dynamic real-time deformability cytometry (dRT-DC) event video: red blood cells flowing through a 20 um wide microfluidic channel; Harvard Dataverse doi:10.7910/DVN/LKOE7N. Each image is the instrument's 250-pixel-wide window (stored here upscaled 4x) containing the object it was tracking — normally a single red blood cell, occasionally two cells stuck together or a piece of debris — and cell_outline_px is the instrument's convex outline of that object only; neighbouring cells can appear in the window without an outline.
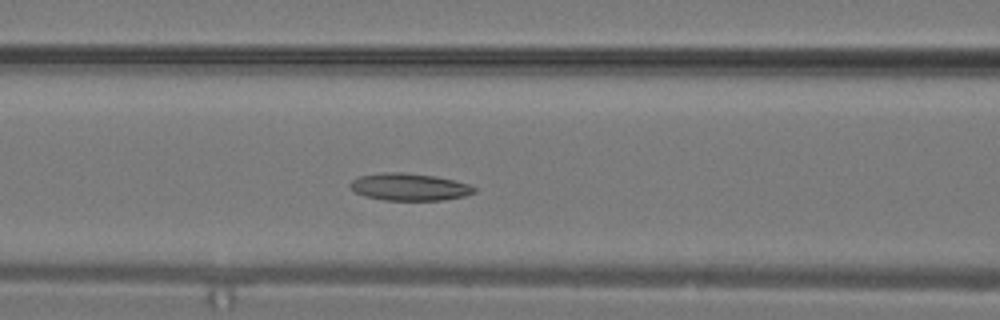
{"species": "common noctule bat (a hibernating species)", "species_latin": "Nyctalus noctula", "temperature_condition": "warm", "stored_images_in_passage": 14, "camera_frame_rate_fps": 3000, "um_per_image_px": 0.085, "animal": {"sex": "male", "body_mass_g": 19.2, "forearm_length_mm": 51.8}, "frame": {"image": 1, "passage_image": 10, "time_ms": 3.0, "image_size_px": [1000, 320], "cell_outline_px": [[476, 192], [464, 196], [440, 200], [384, 200], [364, 196], [356, 192], [348, 184], [352, 180], [360, 176], [384, 172], [400, 172], [436, 176], [468, 184], [476, 188]], "centroid_in_image_um": [34.78, 15.89], "position_along_channel_um": 131.8, "area_um2": 19.54}}
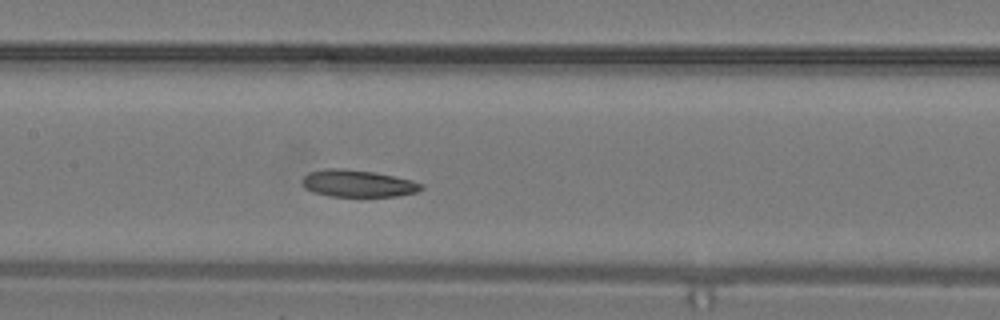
{"frame": {"image": 2, "passage_image": 12, "time_ms": 3.667, "image_size_px": [1000, 320], "cell_outline_px": [[424, 188], [416, 192], [400, 196], [328, 196], [312, 192], [304, 188], [300, 180], [308, 172], [328, 168], [340, 168], [372, 172], [412, 180], [424, 184]], "centroid_in_image_um": [30.38, 15.6], "position_along_channel_um": 177.0, "area_um2": 18.84}}
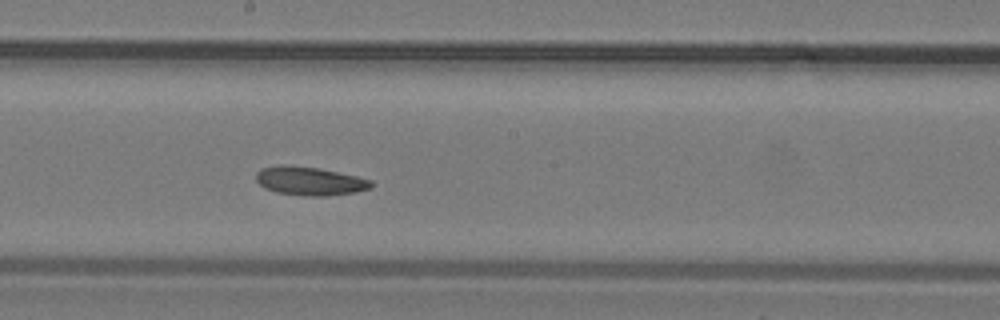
{"frame": {"image": 3, "passage_image": 14, "time_ms": 4.333, "image_size_px": [1000, 320], "cell_outline_px": [[376, 184], [372, 188], [356, 192], [328, 196], [304, 196], [276, 192], [264, 188], [256, 180], [256, 172], [260, 168], [280, 164], [284, 164], [320, 168], [356, 176], [372, 180]], "centroid_in_image_um": [26.34, 15.38], "position_along_channel_um": 221.9, "area_um2": 19.54}}